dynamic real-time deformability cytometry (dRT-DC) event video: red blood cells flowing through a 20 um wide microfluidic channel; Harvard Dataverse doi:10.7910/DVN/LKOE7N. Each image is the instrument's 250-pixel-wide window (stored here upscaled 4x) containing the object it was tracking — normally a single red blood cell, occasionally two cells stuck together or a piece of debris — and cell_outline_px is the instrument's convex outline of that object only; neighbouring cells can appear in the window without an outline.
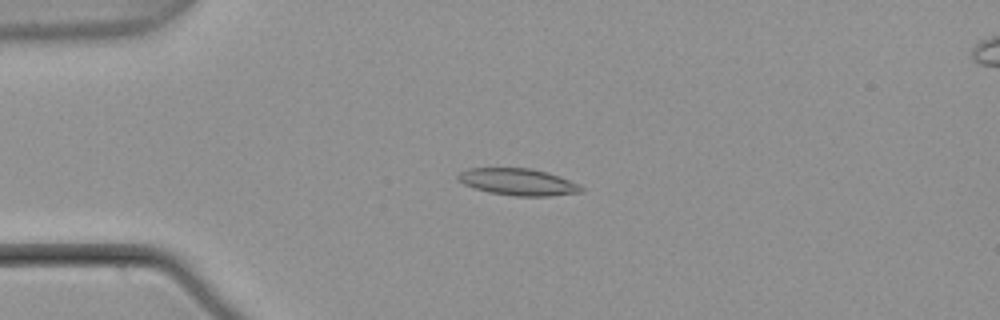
{"species": "common noctule bat (a hibernating species)", "species_latin": "Nyctalus noctula", "temperature_condition": "warm", "stored_images_in_passage": 7, "camera_frame_rate_fps": 3000, "um_per_image_px": 0.085, "animal": {"sex": "male", "body_mass_g": 21.5, "forearm_length_mm": 52.0}, "frame": {"image": 1, "passage_image": 4, "time_ms": 1.0, "image_size_px": [1000, 320], "cell_outline_px": [[584, 192], [552, 196], [516, 196], [488, 192], [464, 184], [456, 176], [460, 172], [468, 168], [532, 168], [560, 176], [580, 184], [584, 188]], "centroid_in_image_um": [44.09, 15.46], "position_along_channel_um": 40.9, "area_um2": 19.36}}
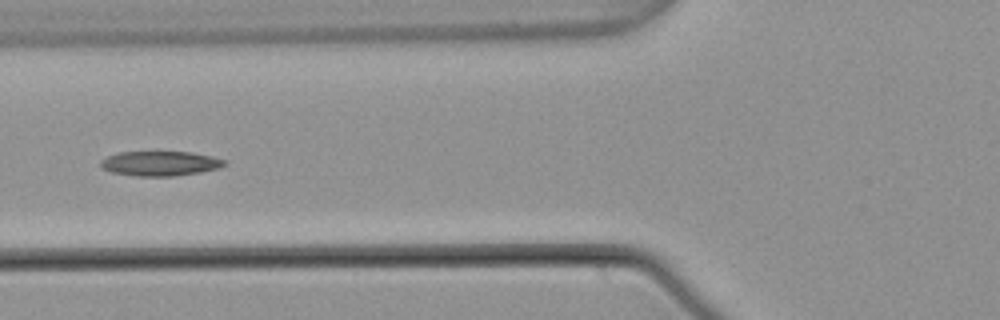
{"frame": {"image": 2, "passage_image": 6, "time_ms": 1.667, "image_size_px": [1000, 320], "cell_outline_px": [[228, 164], [220, 168], [200, 172], [172, 176], [136, 176], [112, 172], [104, 168], [100, 164], [100, 160], [108, 156], [120, 152], [192, 152], [212, 156], [228, 160]], "centroid_in_image_um": [13.68, 13.89], "position_along_channel_um": 112.1, "area_um2": 17.86}}
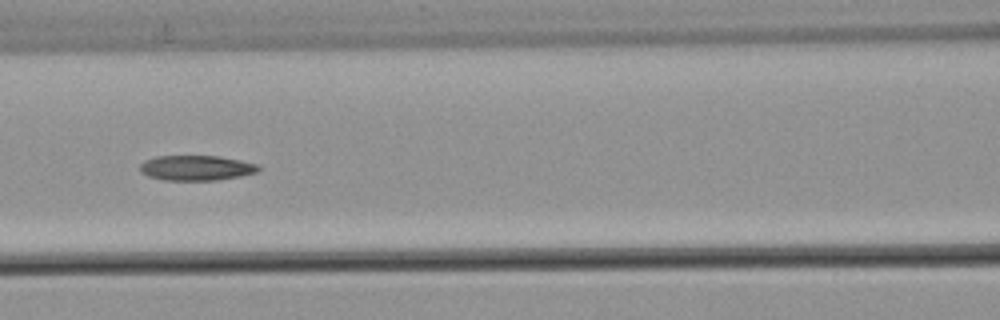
{"frame": {"image": 3, "passage_image": 7, "time_ms": 2.0, "image_size_px": [1000, 320], "cell_outline_px": [[260, 168], [256, 172], [240, 176], [216, 180], [164, 180], [148, 176], [140, 172], [140, 164], [144, 160], [156, 156], [220, 156], [240, 160], [256, 164]], "centroid_in_image_um": [16.64, 14.27], "position_along_channel_um": 150.0, "area_um2": 17.28}}